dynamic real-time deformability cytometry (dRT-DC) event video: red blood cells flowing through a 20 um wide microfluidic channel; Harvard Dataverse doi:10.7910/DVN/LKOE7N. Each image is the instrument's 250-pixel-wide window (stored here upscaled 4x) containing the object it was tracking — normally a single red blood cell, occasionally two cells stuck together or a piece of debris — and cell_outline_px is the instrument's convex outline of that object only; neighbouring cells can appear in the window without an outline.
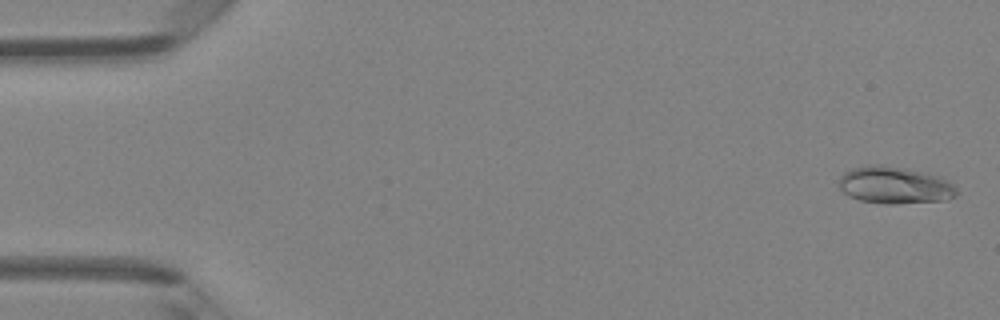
{"species": "Egyptian fruit bat (a non-hibernating species)", "species_latin": "Rousettus aegyptiacus", "temperature_condition": "room temperature", "stored_images_in_passage": 48, "camera_frame_rate_fps": 3000, "um_per_image_px": 0.085, "animal": {"sex": "female"}, "frame": {"image": 1, "passage_image": 2, "time_ms": 0.333, "image_size_px": [1000, 320], "cell_outline_px": [[956, 196], [948, 200], [896, 204], [884, 204], [860, 200], [848, 196], [840, 188], [840, 176], [844, 172], [852, 168], [868, 164], [884, 164], [924, 172], [940, 176], [956, 184]], "centroid_in_image_um": [76.08, 15.74], "position_along_channel_um": 8.9, "area_um2": 25.84}}
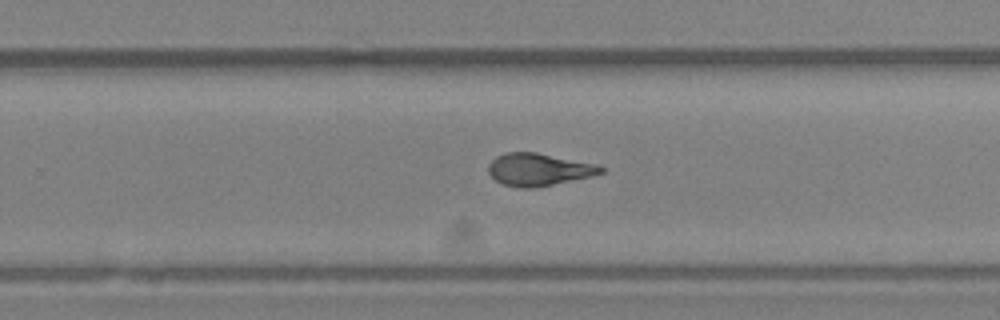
{"frame": {"image": 2, "passage_image": 31, "time_ms": 10.0, "image_size_px": [1000, 320], "cell_outline_px": [[604, 172], [592, 176], [536, 188], [520, 188], [504, 184], [496, 180], [488, 172], [488, 164], [496, 156], [504, 152], [536, 152], [596, 164], [604, 168]], "centroid_in_image_um": [45.78, 14.41], "position_along_channel_um": 284.0, "area_um2": 21.27}}
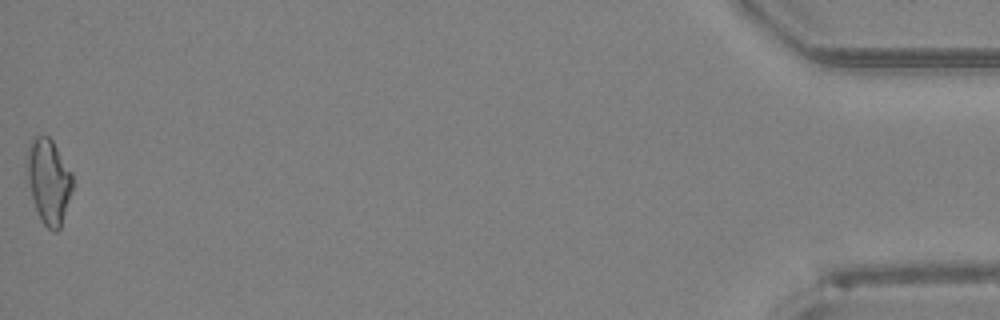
{"frame": {"image": 3, "passage_image": 48, "time_ms": 15.667, "image_size_px": [1000, 320], "cell_outline_px": [[72, 188], [60, 228], [56, 232], [52, 232], [40, 220], [32, 196], [28, 180], [28, 148], [32, 136], [48, 136], [52, 140], [72, 172]], "centroid_in_image_um": [4.15, 15.4], "position_along_channel_um": 431.1, "area_um2": 22.08}, "authors_computed_cell_mechanics": {"area_um2": 21.6172, "velocity_mm_per_s": 4.2901, "shape_relaxation_time_tau1_ms": null, "shape_relaxation_time_tau2_ms": 1.8349, "deformation_change_tau1": null, "deformation_change_tau2": 0.0731}}